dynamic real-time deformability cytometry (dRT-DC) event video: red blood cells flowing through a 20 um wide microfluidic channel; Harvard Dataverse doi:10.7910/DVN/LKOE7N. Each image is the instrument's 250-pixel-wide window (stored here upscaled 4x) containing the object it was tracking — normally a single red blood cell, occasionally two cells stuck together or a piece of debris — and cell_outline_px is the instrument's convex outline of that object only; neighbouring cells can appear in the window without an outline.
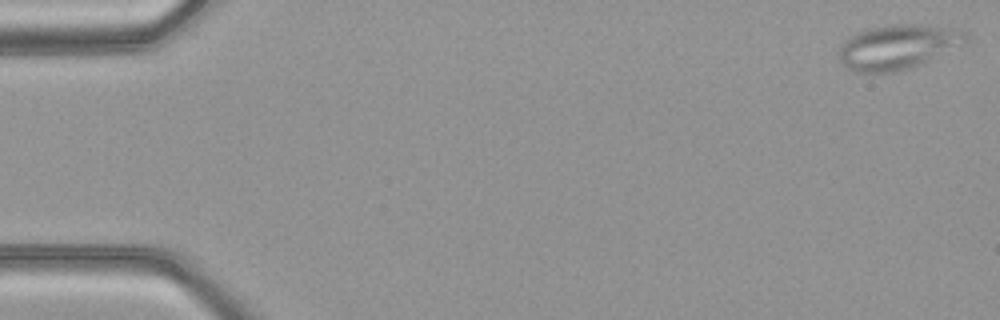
{"species": "common noctule bat (a hibernating species)", "species_latin": "Nyctalus noctula", "temperature_condition": "warm", "stored_images_in_passage": 49, "camera_frame_rate_fps": 3000, "um_per_image_px": 0.085, "animal": {"sex": "female", "body_mass_g": 21.9}, "frame": {"image": 1, "passage_image": 1, "time_ms": 0.0, "image_size_px": [1000, 320], "cell_outline_px": [[968, 40], [924, 64], [912, 68], [892, 72], [856, 72], [848, 68], [840, 60], [836, 52], [840, 44], [844, 40], [856, 32], [872, 28], [892, 24], [916, 24], [952, 28], [968, 32]], "centroid_in_image_um": [76.28, 3.99], "position_along_channel_um": 8.7, "area_um2": 33.12}}
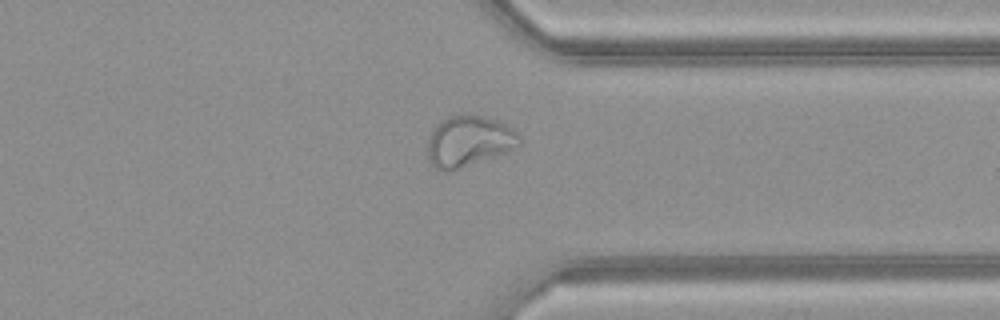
{"frame": {"image": 2, "passage_image": 38, "time_ms": 12.333, "image_size_px": [1000, 320], "cell_outline_px": [[524, 140], [520, 144], [504, 152], [460, 168], [444, 172], [436, 168], [432, 164], [428, 156], [428, 140], [432, 128], [440, 120], [448, 116], [484, 116], [496, 120], [512, 128]], "centroid_in_image_um": [39.83, 11.99], "position_along_channel_um": 371.6, "area_um2": 26.76}}
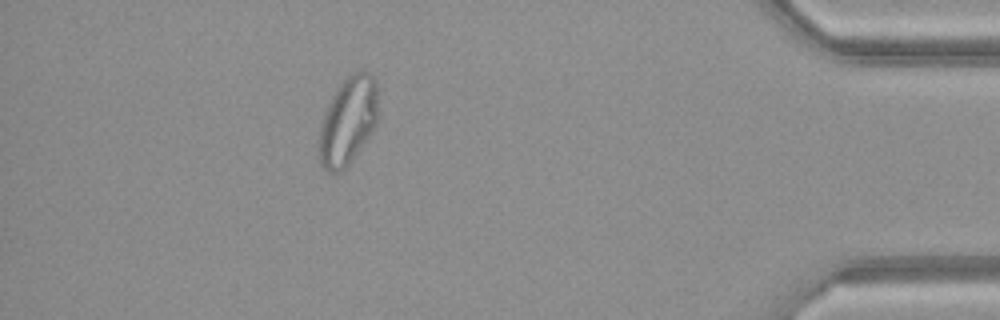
{"frame": {"image": 3, "passage_image": 44, "time_ms": 14.333, "image_size_px": [1000, 320], "cell_outline_px": [[376, 120], [368, 136], [348, 164], [340, 172], [328, 172], [320, 164], [320, 128], [324, 112], [336, 88], [352, 72], [368, 72], [376, 80]], "centroid_in_image_um": [29.55, 10.26], "position_along_channel_um": 405.7, "area_um2": 29.3}, "authors_computed_cell_mechanics": {"area_um2": 29.3624, "velocity_mm_per_s": 4.1556, "shape_relaxation_time_tau1_ms": null, "shape_relaxation_time_tau2_ms": 2.2358, "deformation_change_tau1": null, "deformation_change_tau2": 0.077}}